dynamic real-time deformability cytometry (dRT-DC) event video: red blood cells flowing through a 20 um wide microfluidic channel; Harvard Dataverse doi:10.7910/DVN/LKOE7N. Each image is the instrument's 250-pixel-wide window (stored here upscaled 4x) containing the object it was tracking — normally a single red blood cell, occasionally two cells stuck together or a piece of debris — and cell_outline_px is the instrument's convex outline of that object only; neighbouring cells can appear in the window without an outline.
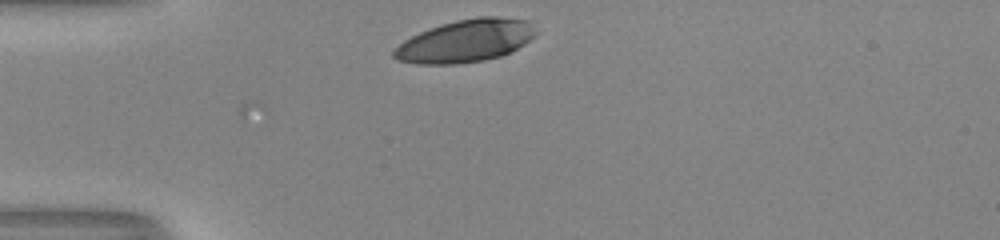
{"species": "human", "species_latin": "Homo sapiens", "temperature_condition": "room temperature", "stored_images_in_passage": 8, "camera_frame_rate_fps": 3000, "um_per_image_px": 0.085, "donor": {"sex": "male"}, "frame": {"image": 1, "passage_image": 1, "time_ms": 0.0, "image_size_px": [1000, 240], "cell_outline_px": [[536, 36], [524, 44], [500, 56], [484, 60], [452, 64], [416, 64], [396, 60], [392, 56], [392, 52], [404, 40], [428, 28], [456, 20], [476, 16], [496, 16], [532, 20], [536, 32]], "centroid_in_image_um": [39.59, 3.46], "position_along_channel_um": 45.4, "area_um2": 35.37}}
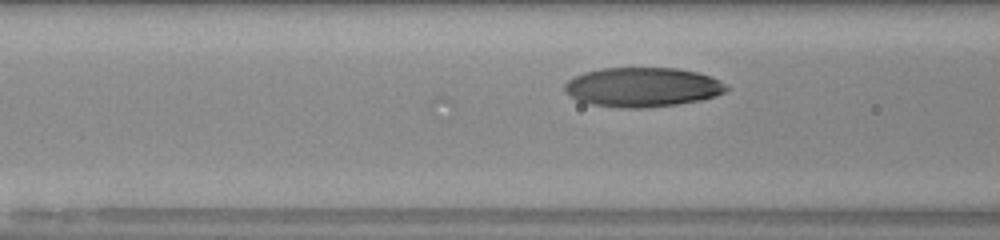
{"frame": {"image": 2, "passage_image": 8, "time_ms": 2.333, "image_size_px": [1000, 240], "cell_outline_px": [[728, 88], [724, 92], [716, 96], [700, 100], [676, 104], [644, 108], [620, 108], [592, 104], [576, 100], [564, 88], [564, 84], [568, 80], [584, 72], [600, 68], [676, 68], [696, 72], [720, 80]], "centroid_in_image_um": [54.6, 7.41], "position_along_channel_um": 112.0, "area_um2": 36.93}}